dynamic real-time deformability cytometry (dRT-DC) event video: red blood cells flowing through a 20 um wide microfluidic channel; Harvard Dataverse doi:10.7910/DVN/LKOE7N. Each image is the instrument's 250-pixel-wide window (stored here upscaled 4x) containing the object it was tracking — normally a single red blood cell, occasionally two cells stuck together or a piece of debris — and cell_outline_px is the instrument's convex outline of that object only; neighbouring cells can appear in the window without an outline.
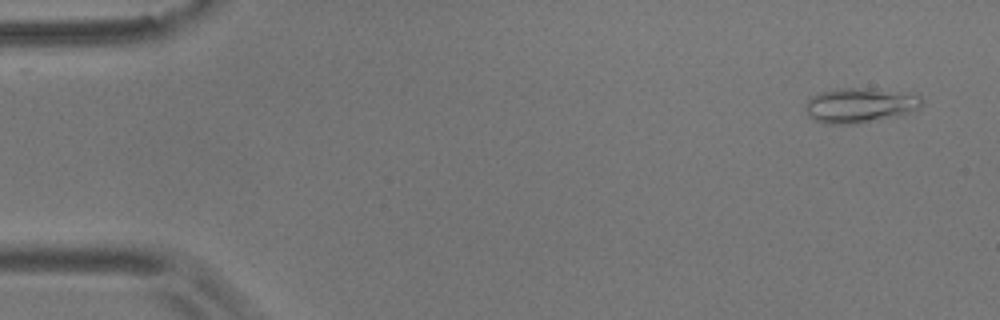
{"species": "common noctule bat (a hibernating species)", "species_latin": "Nyctalus noctula", "temperature_condition": "room temperature", "stored_images_in_passage": 54, "camera_frame_rate_fps": 3000, "um_per_image_px": 0.085, "animal": {"sex": "male", "body_mass_g": 17.9}, "frame": {"image": 1, "passage_image": 2, "time_ms": 0.333, "image_size_px": [1000, 320], "cell_outline_px": [[924, 104], [920, 108], [904, 116], [860, 124], [824, 124], [808, 116], [804, 108], [804, 104], [812, 96], [820, 92], [840, 88], [868, 88], [920, 96], [924, 100]], "centroid_in_image_um": [73.11, 8.99], "position_along_channel_um": 11.9, "area_um2": 24.1}}
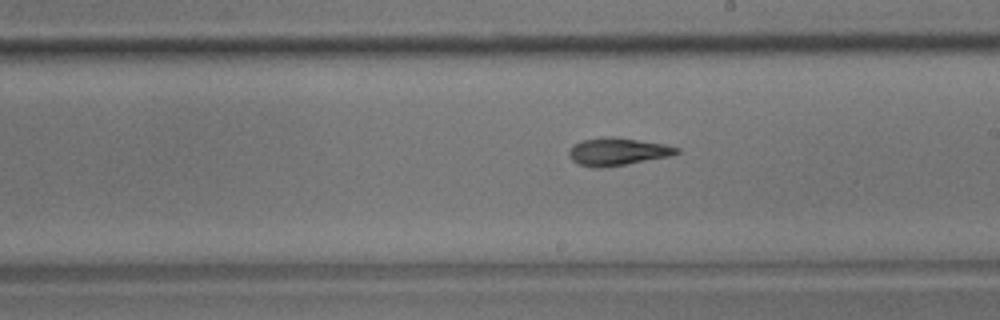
{"frame": {"image": 2, "passage_image": 30, "time_ms": 9.667, "image_size_px": [1000, 320], "cell_outline_px": [[680, 152], [668, 156], [624, 164], [600, 168], [596, 168], [580, 164], [572, 160], [568, 152], [568, 148], [572, 144], [580, 140], [608, 136], [612, 136], [664, 144], [680, 148]], "centroid_in_image_um": [52.43, 12.87], "position_along_channel_um": 236.6, "area_um2": 17.17}}
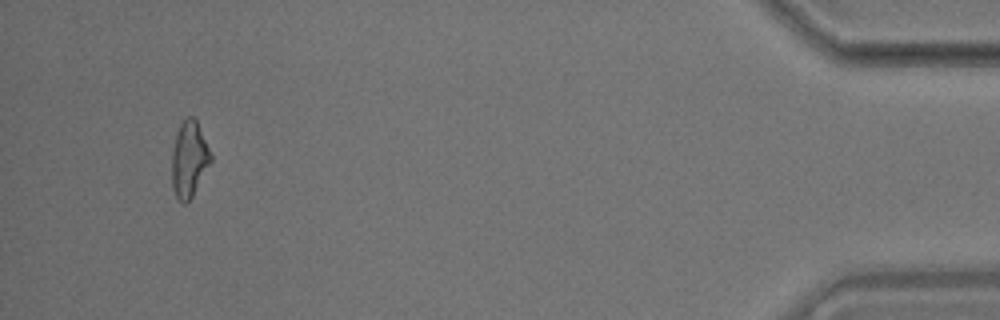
{"frame": {"image": 3, "passage_image": 51, "time_ms": 16.667, "image_size_px": [1000, 320], "cell_outline_px": [[212, 160], [192, 196], [184, 204], [176, 196], [172, 188], [172, 152], [176, 132], [180, 124], [188, 116], [196, 116], [212, 156]], "centroid_in_image_um": [16.08, 13.48], "position_along_channel_um": 419.1, "area_um2": 17.22}, "authors_computed_cell_mechanics": {"area_um2": 17.2244, "velocity_mm_per_s": 3.6528, "shape_relaxation_time_tau1_ms": 8.632, "shape_relaxation_time_tau2_ms": 4.2445, "deformation_change_tau1": 0.2108, "deformation_change_tau2": 0.1304}}